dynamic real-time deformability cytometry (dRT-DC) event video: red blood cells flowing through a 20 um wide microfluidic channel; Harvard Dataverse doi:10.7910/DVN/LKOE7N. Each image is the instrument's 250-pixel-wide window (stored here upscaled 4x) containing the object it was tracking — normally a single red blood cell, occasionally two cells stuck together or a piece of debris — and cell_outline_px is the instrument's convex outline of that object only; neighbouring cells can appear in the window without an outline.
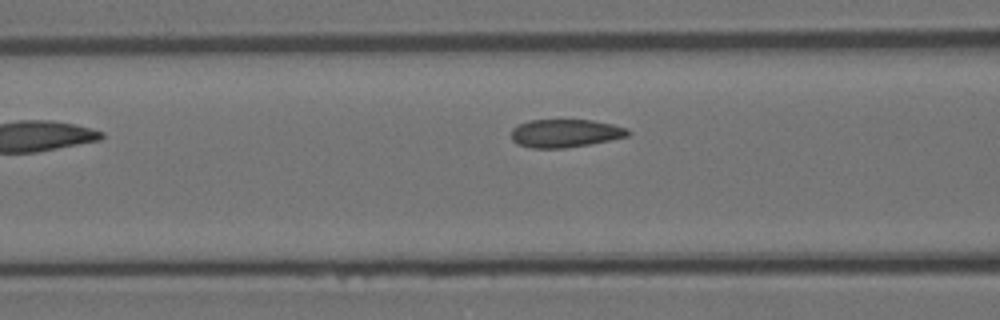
{"species": "Egyptian fruit bat (a non-hibernating species)", "species_latin": "Rousettus aegyptiacus", "temperature_condition": "room temperature", "stored_images_in_passage": 4, "camera_frame_rate_fps": 3000, "um_per_image_px": 0.085, "animal": {"sex": "female"}, "frame": {"image": 1, "passage_image": 4, "time_ms": 1.0, "image_size_px": [1000, 320], "cell_outline_px": [[632, 132], [628, 136], [588, 144], [564, 148], [532, 148], [516, 144], [512, 140], [512, 128], [528, 120], [592, 120], [612, 124], [628, 128]], "centroid_in_image_um": [48.04, 11.32], "position_along_channel_um": 118.6, "area_um2": 19.07}}